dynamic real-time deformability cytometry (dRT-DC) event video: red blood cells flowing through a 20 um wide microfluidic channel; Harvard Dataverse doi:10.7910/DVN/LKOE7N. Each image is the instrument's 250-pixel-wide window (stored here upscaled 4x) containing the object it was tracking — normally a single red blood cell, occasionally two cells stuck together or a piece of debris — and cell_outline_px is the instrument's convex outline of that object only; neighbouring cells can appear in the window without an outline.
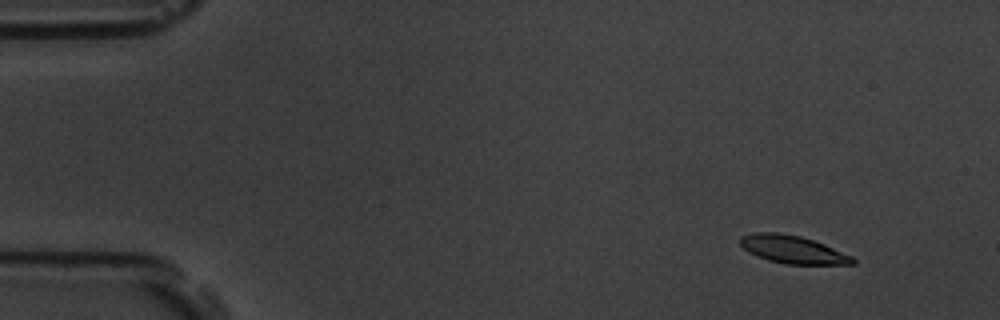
{"species": "common noctule bat (a hibernating species)", "species_latin": "Nyctalus noctula", "temperature_condition": "room temperature", "stored_images_in_passage": 4, "camera_frame_rate_fps": 3000, "um_per_image_px": 0.085, "animal": {"sex": "male", "body_mass_g": 19.5, "forearm_length_mm": 54.6}, "frame": {"image": 1, "passage_image": 1, "time_ms": 0.0, "image_size_px": [1000, 320], "cell_outline_px": [[856, 264], [784, 264], [768, 260], [756, 256], [748, 252], [740, 244], [740, 236], [756, 232], [776, 232], [800, 236], [824, 244], [852, 256], [856, 260]], "centroid_in_image_um": [67.36, 21.21], "position_along_channel_um": 17.6, "area_um2": 18.21}}
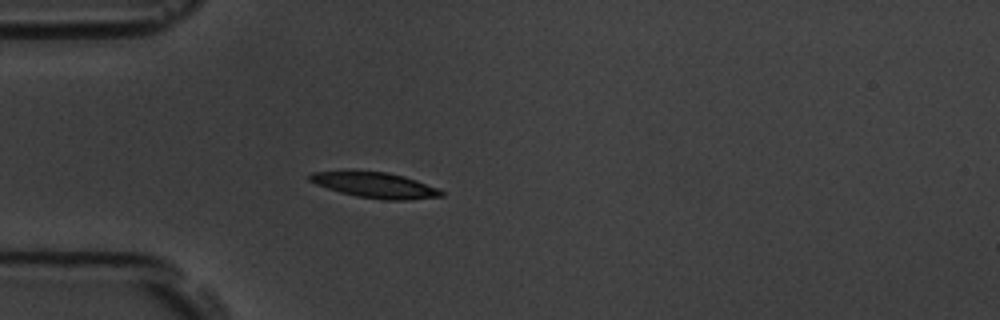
{"frame": {"image": 2, "passage_image": 4, "time_ms": 1.0, "image_size_px": [1000, 320], "cell_outline_px": [[444, 196], [404, 200], [384, 200], [356, 196], [340, 192], [316, 184], [308, 180], [304, 176], [312, 172], [384, 172], [404, 176], [440, 188], [444, 192]], "centroid_in_image_um": [31.91, 15.75], "position_along_channel_um": 53.1, "area_um2": 19.36}}